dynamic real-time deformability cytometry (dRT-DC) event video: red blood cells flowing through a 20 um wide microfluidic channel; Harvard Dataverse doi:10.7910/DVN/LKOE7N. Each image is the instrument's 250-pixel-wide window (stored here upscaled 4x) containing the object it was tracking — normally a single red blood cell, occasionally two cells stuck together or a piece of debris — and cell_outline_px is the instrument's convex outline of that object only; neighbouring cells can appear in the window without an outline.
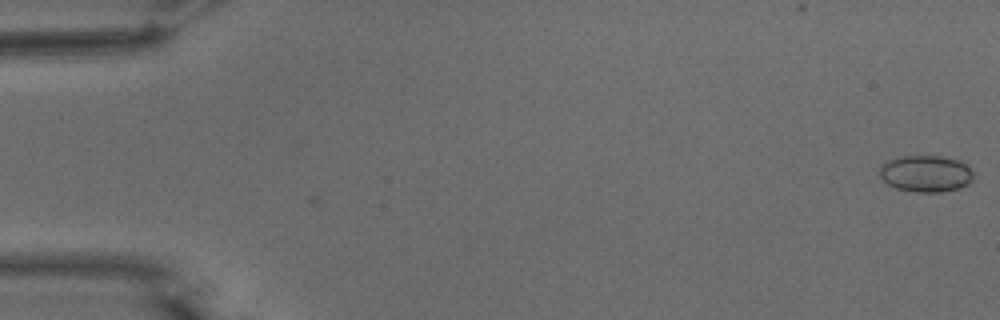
{"species": "common noctule bat (a hibernating species)", "species_latin": "Nyctalus noctula", "temperature_condition": "warm", "stored_images_in_passage": 2, "camera_frame_rate_fps": 3000, "um_per_image_px": 0.085, "animal": {"sex": "male", "body_mass_g": 15.6}, "frame": {"image": 1, "passage_image": 2, "time_ms": 0.333, "image_size_px": [1000, 320], "cell_outline_px": [[972, 180], [968, 184], [960, 188], [940, 192], [912, 192], [896, 188], [888, 184], [880, 176], [880, 168], [888, 160], [900, 156], [940, 156], [960, 160], [972, 168]], "centroid_in_image_um": [78.72, 14.76], "position_along_channel_um": 6.3, "area_um2": 20.11}}